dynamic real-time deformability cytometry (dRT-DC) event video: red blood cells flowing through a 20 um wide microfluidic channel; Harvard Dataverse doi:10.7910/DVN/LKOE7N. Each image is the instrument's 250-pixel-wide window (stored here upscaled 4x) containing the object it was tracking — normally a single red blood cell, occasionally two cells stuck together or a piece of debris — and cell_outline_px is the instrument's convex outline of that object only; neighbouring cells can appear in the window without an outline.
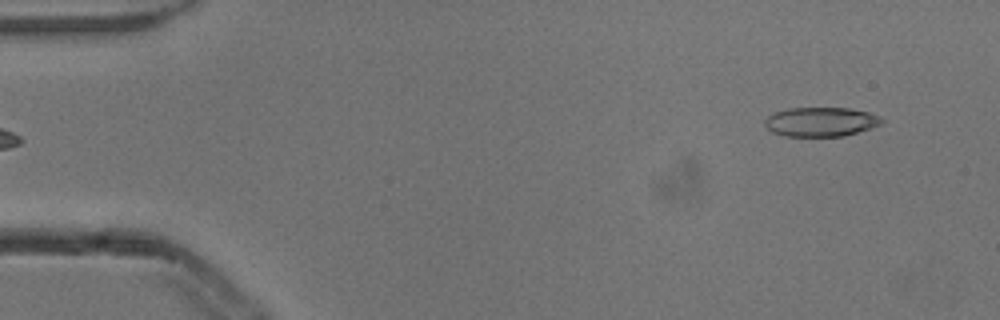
{"species": "common noctule bat (a hibernating species)", "species_latin": "Nyctalus noctula", "temperature_condition": "cold", "stored_images_in_passage": 5, "camera_frame_rate_fps": 3000, "um_per_image_px": 0.085, "animal": {"sex": "male", "body_mass_g": 13.3}, "frame": {"image": 1, "passage_image": 5, "time_ms": 1.333, "image_size_px": [1000, 320], "cell_outline_px": [[884, 120], [880, 124], [844, 136], [784, 136], [772, 132], [764, 124], [764, 120], [768, 116], [776, 112], [788, 108], [848, 108], [868, 112]], "centroid_in_image_um": [69.72, 10.35], "position_along_channel_um": 15.3, "area_um2": 19.65}}